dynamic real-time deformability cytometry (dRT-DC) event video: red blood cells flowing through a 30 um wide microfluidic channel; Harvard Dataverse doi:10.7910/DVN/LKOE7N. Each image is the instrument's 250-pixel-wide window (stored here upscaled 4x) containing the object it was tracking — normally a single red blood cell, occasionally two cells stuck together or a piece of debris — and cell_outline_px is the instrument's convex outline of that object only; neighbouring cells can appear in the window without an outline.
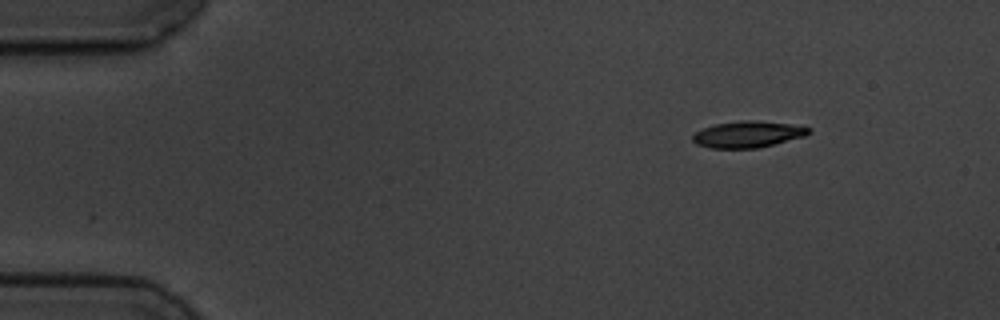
{"species": "common noctule bat (a hibernating species)", "species_latin": "Nyctalus noctula", "temperature_condition": "cold", "stored_images_in_passage": 5, "camera_frame_rate_fps": 3000, "um_per_image_px": 0.085, "animal": {"sex": "male", "body_mass_g": 19.5, "forearm_length_mm": 54.6}, "frame": {"image": 1, "passage_image": 1, "time_ms": 0.0, "image_size_px": [1000, 320], "cell_outline_px": [[812, 132], [804, 136], [756, 148], [712, 148], [696, 144], [692, 140], [692, 136], [696, 132], [704, 128], [716, 124], [744, 120], [752, 120], [788, 124], [812, 128]], "centroid_in_image_um": [63.55, 11.42], "position_along_channel_um": 21.4, "area_um2": 17.51}}
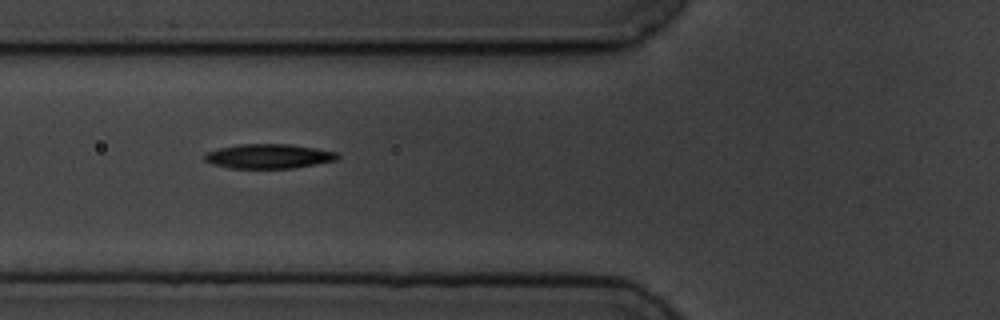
{"frame": {"image": 2, "passage_image": 4, "time_ms": 4.667, "image_size_px": [1000, 320], "cell_outline_px": [[340, 156], [336, 160], [292, 168], [232, 168], [212, 164], [204, 160], [204, 152], [220, 148], [240, 144], [292, 144], [340, 152]], "centroid_in_image_um": [22.85, 13.27], "position_along_channel_um": 103.0, "area_um2": 19.02}}
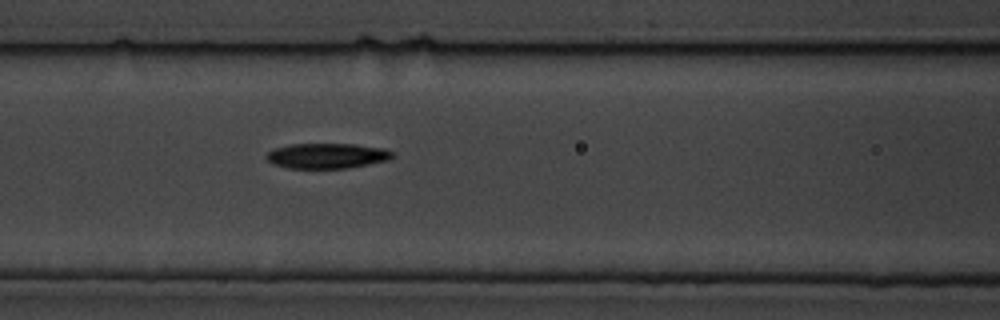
{"frame": {"image": 3, "passage_image": 5, "time_ms": 5.667, "image_size_px": [1000, 320], "cell_outline_px": [[396, 156], [388, 160], [348, 168], [288, 168], [272, 164], [264, 156], [268, 152], [276, 148], [288, 144], [356, 144], [384, 148], [396, 152]], "centroid_in_image_um": [27.83, 13.24], "position_along_channel_um": 138.8, "area_um2": 18.73}}